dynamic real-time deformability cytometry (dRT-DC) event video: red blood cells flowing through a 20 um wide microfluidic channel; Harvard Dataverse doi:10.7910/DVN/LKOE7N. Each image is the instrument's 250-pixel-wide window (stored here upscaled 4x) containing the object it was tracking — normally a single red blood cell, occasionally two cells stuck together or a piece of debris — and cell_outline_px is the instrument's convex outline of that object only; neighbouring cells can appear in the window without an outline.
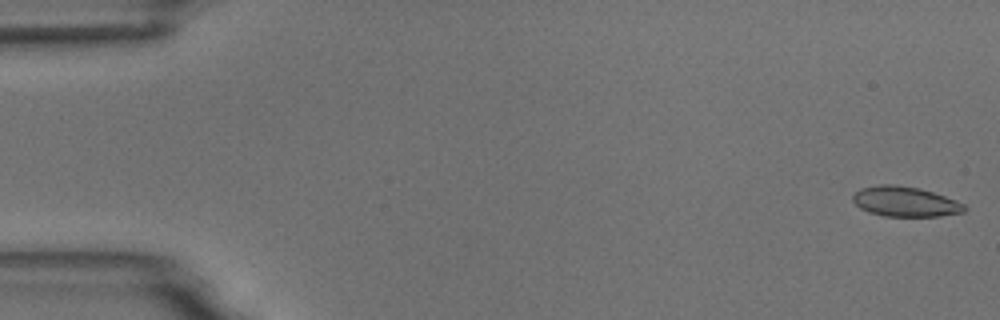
{"species": "common noctule bat (a hibernating species)", "species_latin": "Nyctalus noctula", "temperature_condition": "room temperature", "stored_images_in_passage": 5, "camera_frame_rate_fps": 3000, "um_per_image_px": 0.085, "animal": {"sex": "male", "body_mass_g": 18.8}, "frame": {"image": 1, "passage_image": 1, "time_ms": 0.0, "image_size_px": [1000, 320], "cell_outline_px": [[968, 208], [964, 212], [940, 216], [884, 216], [868, 212], [860, 208], [852, 200], [852, 196], [860, 188], [880, 184], [892, 184], [920, 188], [956, 200], [964, 204]], "centroid_in_image_um": [76.93, 17.13], "position_along_channel_um": 8.1, "area_um2": 19.59}}
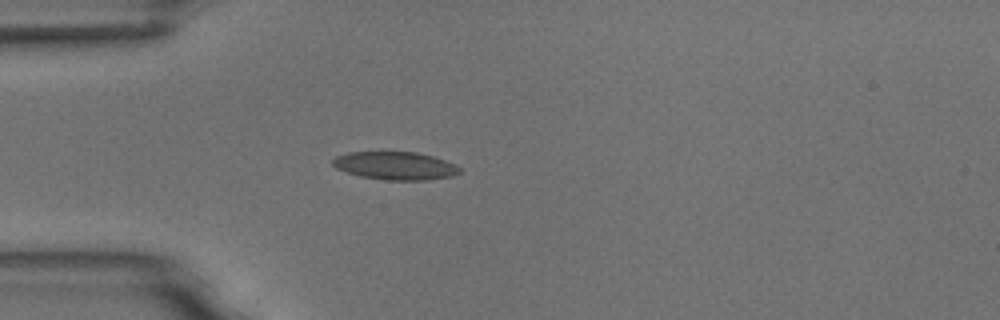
{"frame": {"image": 2, "passage_image": 5, "time_ms": 4.667, "image_size_px": [1000, 320], "cell_outline_px": [[460, 172], [452, 176], [428, 180], [388, 180], [360, 176], [336, 168], [332, 164], [332, 160], [336, 156], [348, 152], [416, 152], [432, 156], [456, 164], [460, 168]], "centroid_in_image_um": [33.6, 14.08], "position_along_channel_um": 51.4, "area_um2": 20.63}}